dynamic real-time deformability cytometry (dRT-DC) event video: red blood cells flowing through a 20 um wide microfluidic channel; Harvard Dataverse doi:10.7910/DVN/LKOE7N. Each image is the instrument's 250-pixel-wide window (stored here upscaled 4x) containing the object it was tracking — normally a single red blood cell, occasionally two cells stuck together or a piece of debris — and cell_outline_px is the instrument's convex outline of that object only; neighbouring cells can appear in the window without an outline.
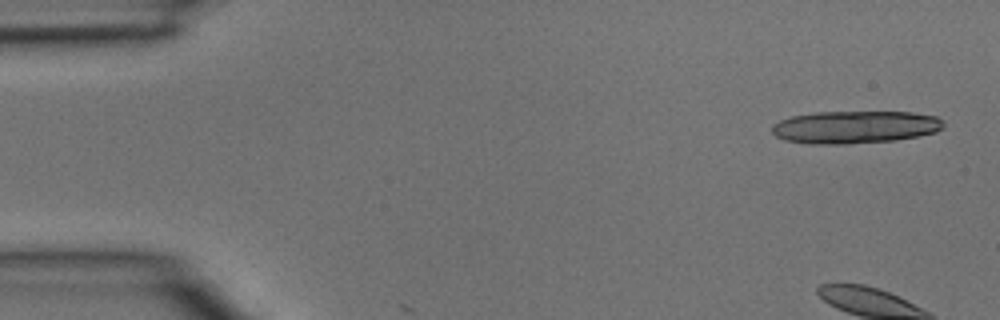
{"species": "common noctule bat (a hibernating species)", "species_latin": "Nyctalus noctula", "temperature_condition": "room temperature", "stored_images_in_passage": 4, "camera_frame_rate_fps": 3000, "um_per_image_px": 0.085, "animal": {"sex": "male", "body_mass_g": 15.6}, "frame": {"image": 1, "passage_image": 1, "time_ms": 0.0, "image_size_px": [1000, 320], "cell_outline_px": [[944, 124], [936, 132], [920, 136], [896, 140], [848, 144], [808, 144], [784, 140], [776, 136], [772, 132], [772, 124], [780, 120], [792, 116], [816, 112], [912, 112], [936, 116], [944, 120]], "centroid_in_image_um": [72.67, 10.81], "position_along_channel_um": 12.3, "area_um2": 32.83}}